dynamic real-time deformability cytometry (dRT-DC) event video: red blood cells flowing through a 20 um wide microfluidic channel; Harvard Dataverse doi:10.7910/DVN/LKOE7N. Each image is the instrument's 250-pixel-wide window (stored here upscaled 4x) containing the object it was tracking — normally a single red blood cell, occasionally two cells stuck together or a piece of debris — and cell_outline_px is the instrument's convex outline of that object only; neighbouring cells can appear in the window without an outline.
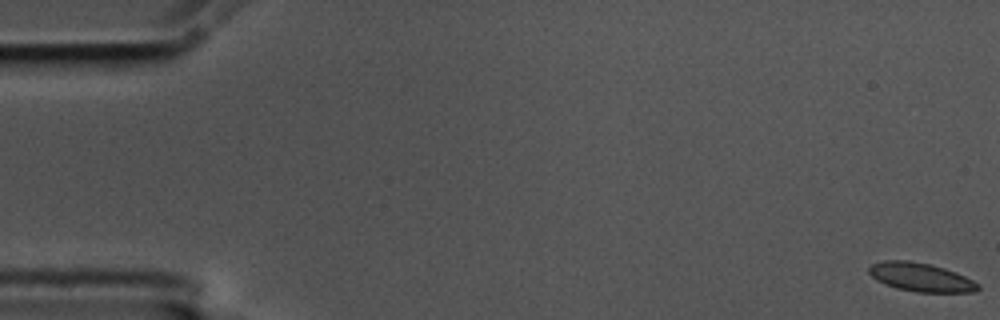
{"species": "common noctule bat (a hibernating species)", "species_latin": "Nyctalus noctula", "temperature_condition": "cold", "stored_images_in_passage": 58, "camera_frame_rate_fps": 3000, "um_per_image_px": 0.085, "animal": {"sex": "male", "body_mass_g": 17.5, "forearm_length_mm": 52.3}, "frame": {"image": 1, "passage_image": 1, "time_ms": 0.0, "image_size_px": [1000, 320], "cell_outline_px": [[980, 288], [976, 292], [916, 292], [896, 288], [884, 284], [876, 280], [868, 272], [868, 268], [872, 264], [884, 260], [908, 260], [932, 264], [956, 272], [980, 284]], "centroid_in_image_um": [78.27, 23.56], "position_along_channel_um": 6.7, "area_um2": 18.32}}
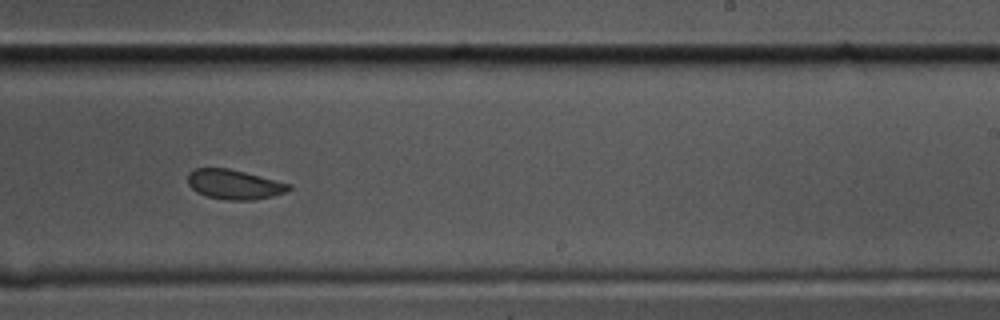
{"frame": {"image": 2, "passage_image": 36, "time_ms": 11.667, "image_size_px": [1000, 320], "cell_outline_px": [[292, 188], [284, 192], [272, 196], [252, 200], [228, 200], [208, 196], [196, 192], [188, 184], [188, 172], [196, 168], [228, 168], [292, 184]], "centroid_in_image_um": [19.9, 15.67], "position_along_channel_um": 269.1, "area_um2": 17.34}}
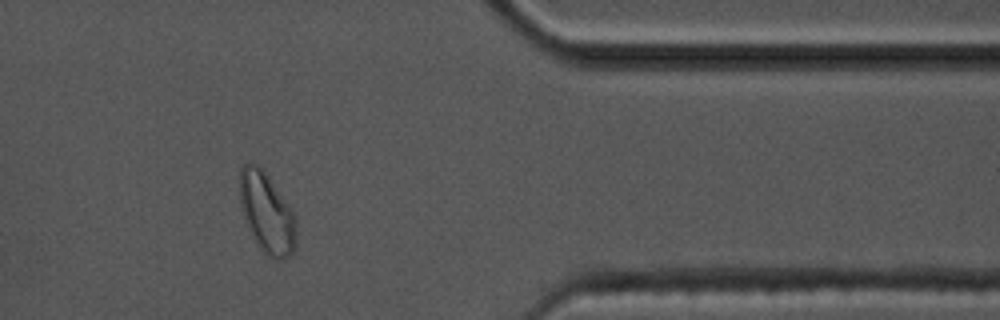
{"frame": {"image": 3, "passage_image": 48, "time_ms": 15.667, "image_size_px": [1000, 320], "cell_outline_px": [[296, 248], [284, 260], [276, 260], [268, 256], [260, 248], [252, 236], [244, 216], [240, 204], [240, 168], [244, 164], [256, 164], [264, 172], [284, 200], [292, 212], [296, 220]], "centroid_in_image_um": [22.68, 18.16], "position_along_channel_um": 388.7, "area_um2": 25.89}, "authors_computed_cell_mechanics": {"area_um2": 18.3515, "velocity_mm_per_s": 3.4884, "shape_relaxation_time_tau1_ms": 3.2786, "shape_relaxation_time_tau2_ms": 1.4495, "deformation_change_tau1": 0.0977, "deformation_change_tau2": 0.0445}}